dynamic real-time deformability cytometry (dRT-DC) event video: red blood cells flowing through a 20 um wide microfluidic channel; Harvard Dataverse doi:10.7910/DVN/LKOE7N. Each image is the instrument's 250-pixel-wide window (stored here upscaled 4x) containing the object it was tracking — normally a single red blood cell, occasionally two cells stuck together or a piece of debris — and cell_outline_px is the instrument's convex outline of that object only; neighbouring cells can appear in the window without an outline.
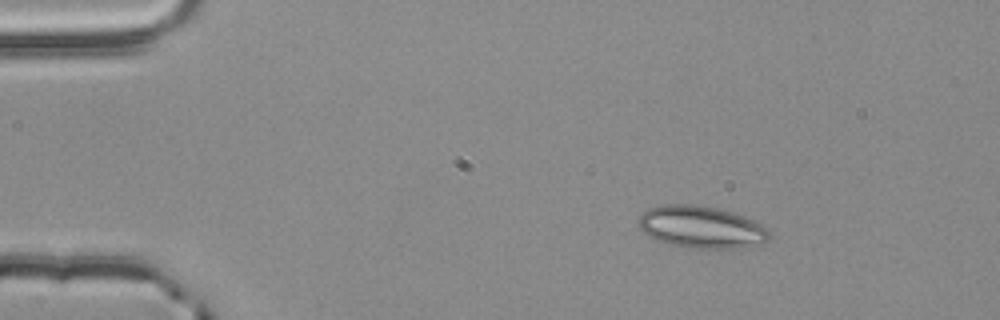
{"species": "common noctule bat (a hibernating species)", "species_latin": "Nyctalus noctula", "temperature_condition": "room temperature", "stored_images_in_passage": 47, "camera_frame_rate_fps": 3000, "um_per_image_px": 0.085, "animal": {"sex": "male", "body_mass_g": 20.4}, "frame": {"image": 1, "passage_image": 1, "time_ms": 0.0, "image_size_px": [1000, 320], "cell_outline_px": [[768, 236], [764, 240], [736, 248], [692, 248], [672, 244], [648, 236], [640, 228], [636, 220], [648, 208], [660, 204], [696, 204], [716, 208], [732, 212], [744, 216], [760, 224], [768, 232]], "centroid_in_image_um": [59.5, 19.26], "position_along_channel_um": 25.5, "area_um2": 31.44}}
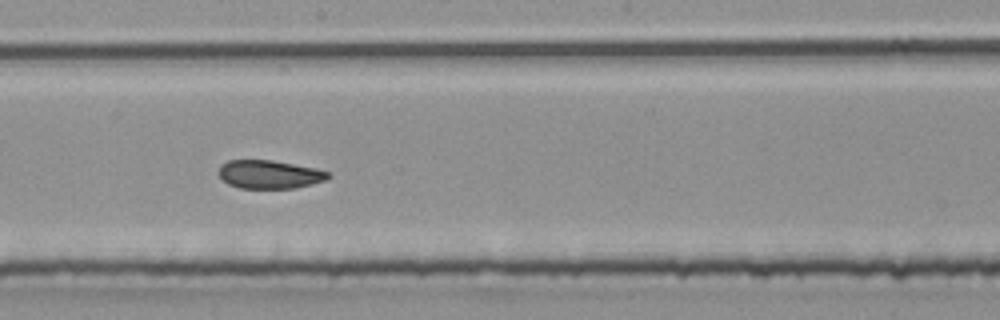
{"frame": {"image": 2, "passage_image": 23, "time_ms": 7.333, "image_size_px": [1000, 320], "cell_outline_px": [[332, 176], [324, 180], [312, 184], [296, 188], [240, 188], [228, 184], [220, 176], [220, 164], [228, 160], [272, 160], [316, 168], [328, 172]], "centroid_in_image_um": [22.91, 14.82], "position_along_channel_um": 225.3, "area_um2": 18.03}}
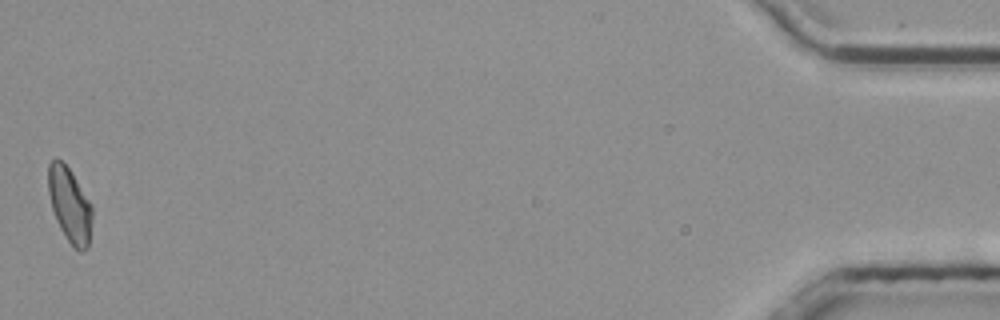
{"frame": {"image": 3, "passage_image": 47, "time_ms": 15.333, "image_size_px": [1000, 320], "cell_outline_px": [[92, 216], [88, 248], [80, 252], [68, 240], [60, 228], [56, 220], [52, 208], [48, 192], [48, 164], [52, 160], [60, 160], [72, 172], [92, 204]], "centroid_in_image_um": [5.93, 17.41], "position_along_channel_um": 429.3, "area_um2": 18.96}, "authors_computed_cell_mechanics": {"area_um2": 19.4208, "velocity_mm_per_s": 3.8053, "shape_relaxation_time_tau1_ms": 10.8723, "shape_relaxation_time_tau2_ms": 2.1917, "deformation_change_tau1": 0.1739, "deformation_change_tau2": 0.061}}